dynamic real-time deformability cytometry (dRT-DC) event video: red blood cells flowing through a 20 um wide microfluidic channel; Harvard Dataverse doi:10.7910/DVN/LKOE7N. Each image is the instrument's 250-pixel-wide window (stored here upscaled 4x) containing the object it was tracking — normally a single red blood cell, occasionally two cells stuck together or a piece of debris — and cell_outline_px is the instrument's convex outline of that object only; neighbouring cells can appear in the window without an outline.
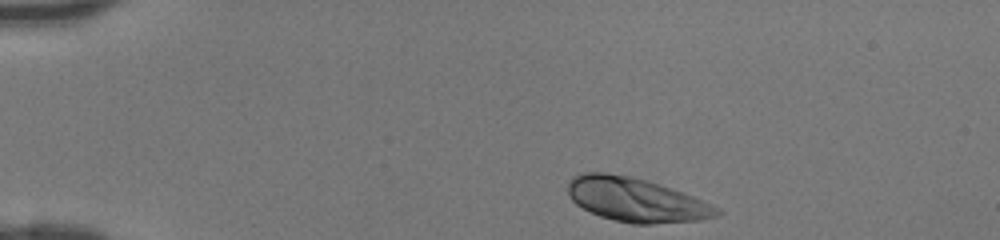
{"species": "human", "species_latin": "Homo sapiens", "temperature_condition": "room temperature", "stored_images_in_passage": 38, "camera_frame_rate_fps": 3000, "um_per_image_px": 0.085, "donor": {"sex": "female"}, "frame": {"image": 1, "passage_image": 1, "time_ms": 0.0, "image_size_px": [1000, 240], "cell_outline_px": [[724, 212], [716, 216], [700, 220], [652, 224], [632, 224], [600, 216], [576, 204], [568, 196], [568, 180], [572, 176], [580, 172], [604, 172], [628, 176], [648, 180], [672, 188], [712, 204], [720, 208]], "centroid_in_image_um": [54.06, 16.97], "position_along_channel_um": 30.9, "area_um2": 38.32}}
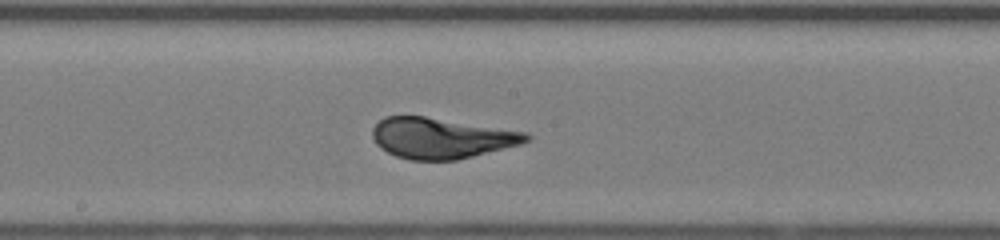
{"frame": {"image": 2, "passage_image": 18, "time_ms": 5.667, "image_size_px": [1000, 240], "cell_outline_px": [[532, 136], [528, 140], [520, 144], [456, 160], [412, 160], [396, 156], [380, 148], [376, 144], [372, 136], [372, 128], [384, 116], [424, 116], [528, 132]], "centroid_in_image_um": [37.48, 11.73], "position_along_channel_um": 210.7, "area_um2": 36.3}}
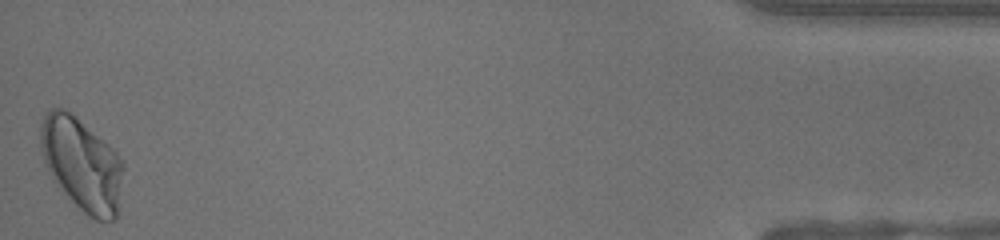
{"frame": {"image": 3, "passage_image": 38, "time_ms": 12.333, "image_size_px": [1000, 240], "cell_outline_px": [[124, 168], [116, 216], [112, 220], [96, 220], [88, 216], [52, 180], [48, 172], [40, 148], [40, 124], [44, 116], [52, 108], [64, 108], [108, 144], [120, 156], [124, 164]], "centroid_in_image_um": [6.94, 13.95], "position_along_channel_um": 428.3, "area_um2": 44.27}}